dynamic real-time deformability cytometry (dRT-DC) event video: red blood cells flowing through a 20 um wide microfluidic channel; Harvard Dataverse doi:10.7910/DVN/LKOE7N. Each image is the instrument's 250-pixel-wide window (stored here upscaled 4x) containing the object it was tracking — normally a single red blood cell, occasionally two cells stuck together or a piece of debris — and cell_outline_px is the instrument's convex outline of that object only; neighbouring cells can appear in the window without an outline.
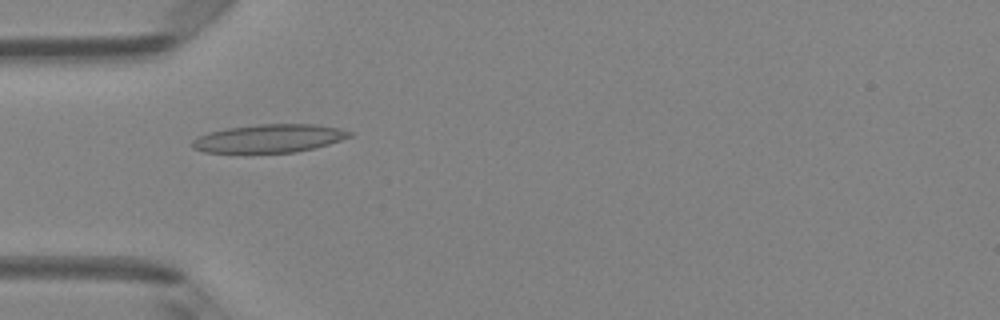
{"species": "Egyptian fruit bat (a non-hibernating species)", "species_latin": "Rousettus aegyptiacus", "temperature_condition": "room temperature", "stored_images_in_passage": 7, "camera_frame_rate_fps": 3000, "um_per_image_px": 0.085, "animal": {"sex": "female"}, "frame": {"image": 1, "passage_image": 5, "time_ms": 1.333, "image_size_px": [1000, 320], "cell_outline_px": [[352, 136], [328, 144], [296, 152], [204, 152], [192, 148], [192, 140], [208, 132], [228, 128], [256, 124], [316, 124], [336, 128], [352, 132]], "centroid_in_image_um": [22.86, 11.76], "position_along_channel_um": 62.1, "area_um2": 25.55}}
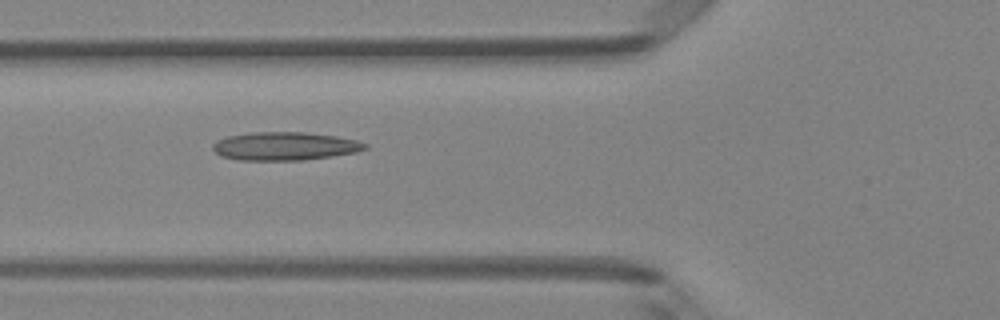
{"frame": {"image": 2, "passage_image": 6, "time_ms": 1.667, "image_size_px": [1000, 320], "cell_outline_px": [[368, 148], [356, 152], [332, 156], [304, 160], [240, 160], [220, 156], [212, 148], [212, 144], [216, 140], [228, 136], [252, 132], [304, 132], [336, 136], [356, 140], [368, 144]], "centroid_in_image_um": [24.2, 12.42], "position_along_channel_um": 101.6, "area_um2": 25.14}}
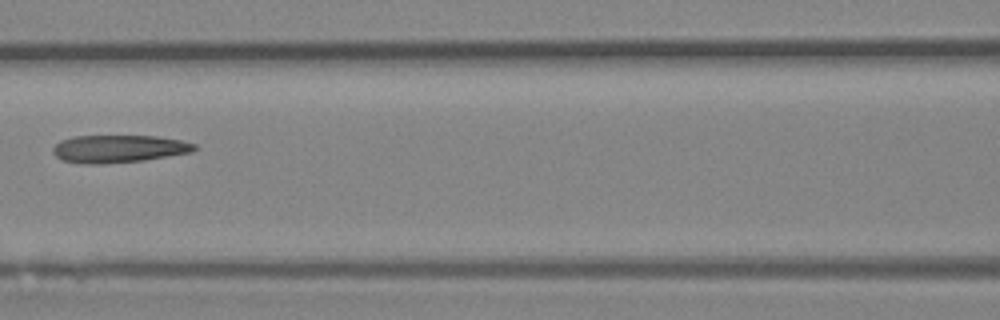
{"frame": {"image": 3, "passage_image": 7, "time_ms": 2.0, "image_size_px": [1000, 320], "cell_outline_px": [[196, 148], [192, 152], [144, 160], [100, 164], [84, 164], [64, 160], [56, 156], [52, 152], [52, 148], [60, 140], [72, 136], [156, 136], [180, 140], [196, 144]], "centroid_in_image_um": [10.07, 12.64], "position_along_channel_um": 156.5, "area_um2": 22.72}}